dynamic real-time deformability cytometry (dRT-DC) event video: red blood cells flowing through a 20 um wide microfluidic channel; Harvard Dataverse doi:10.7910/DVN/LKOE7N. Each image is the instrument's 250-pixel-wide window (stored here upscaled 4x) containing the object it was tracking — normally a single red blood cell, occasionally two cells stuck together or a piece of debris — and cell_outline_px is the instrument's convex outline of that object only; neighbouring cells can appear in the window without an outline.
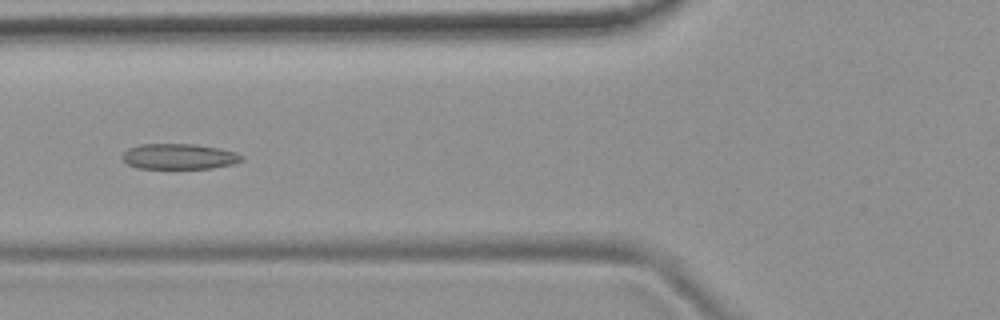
{"species": "common noctule bat (a hibernating species)", "species_latin": "Nyctalus noctula", "temperature_condition": "room temperature", "stored_images_in_passage": 38, "camera_frame_rate_fps": 3000, "um_per_image_px": 0.085, "animal": {"sex": "female", "body_mass_g": 19.9}, "frame": {"image": 1, "passage_image": 4, "time_ms": 1.0, "image_size_px": [1000, 320], "cell_outline_px": [[244, 160], [232, 164], [212, 168], [136, 168], [128, 164], [120, 156], [128, 148], [140, 144], [196, 144], [220, 148], [236, 152], [244, 156]], "centroid_in_image_um": [15.23, 13.29], "position_along_channel_um": 110.6, "area_um2": 17.86}}
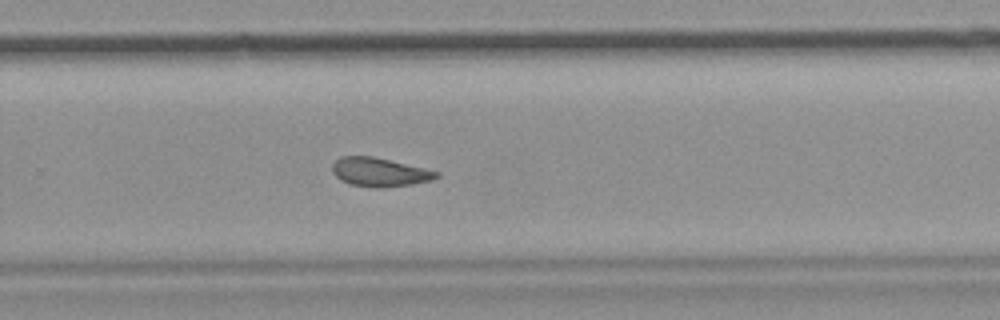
{"frame": {"image": 2, "passage_image": 19, "time_ms": 6.0, "image_size_px": [1000, 320], "cell_outline_px": [[440, 176], [432, 180], [412, 184], [384, 188], [376, 188], [352, 184], [340, 180], [332, 172], [332, 164], [340, 156], [372, 156], [424, 168], [440, 172]], "centroid_in_image_um": [32.26, 14.63], "position_along_channel_um": 297.5, "area_um2": 17.46}}
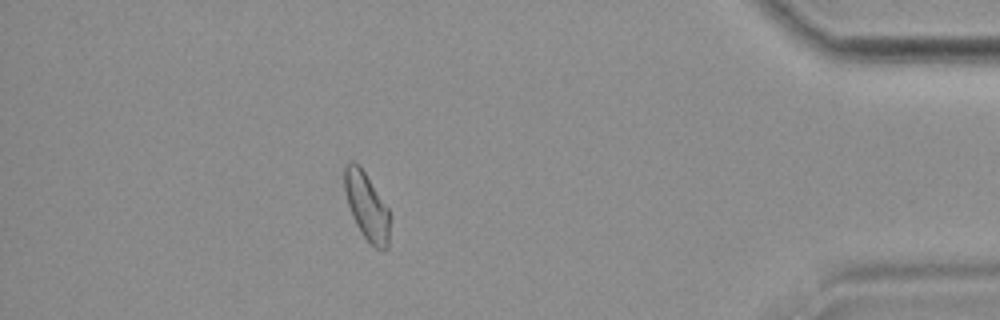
{"frame": {"image": 3, "passage_image": 31, "time_ms": 10.0, "image_size_px": [1000, 320], "cell_outline_px": [[388, 248], [376, 248], [364, 236], [356, 224], [352, 216], [344, 192], [344, 164], [352, 160], [360, 164], [388, 208]], "centroid_in_image_um": [31.12, 17.44], "position_along_channel_um": 404.1, "area_um2": 17.57}}